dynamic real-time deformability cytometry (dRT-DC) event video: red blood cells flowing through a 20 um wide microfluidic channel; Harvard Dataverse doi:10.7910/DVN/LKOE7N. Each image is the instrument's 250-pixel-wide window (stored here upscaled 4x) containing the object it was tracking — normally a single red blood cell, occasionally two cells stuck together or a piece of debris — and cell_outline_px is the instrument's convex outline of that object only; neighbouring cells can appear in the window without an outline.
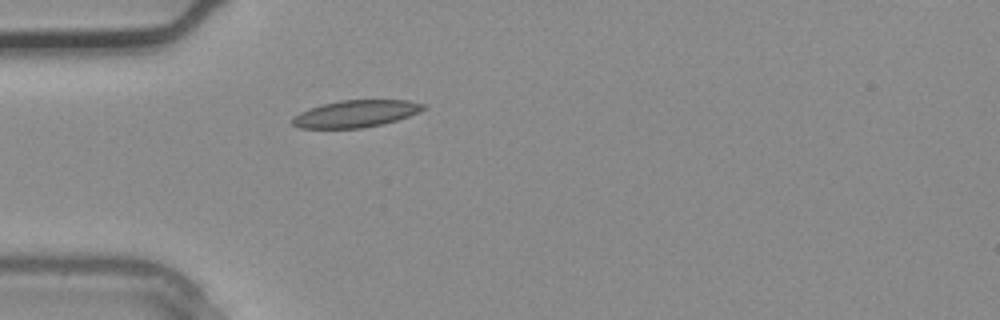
{"species": "common noctule bat (a hibernating species)", "species_latin": "Nyctalus noctula", "temperature_condition": "warm", "stored_images_in_passage": 1, "camera_frame_rate_fps": 3000, "um_per_image_px": 0.085, "animal": {"sex": "male", "body_mass_g": 20.4}, "frame": {"image": 1, "passage_image": 1, "time_ms": 0.0, "image_size_px": [1000, 320], "cell_outline_px": [[428, 108], [420, 112], [384, 124], [360, 128], [300, 128], [292, 124], [292, 116], [308, 108], [340, 100], [408, 100], [428, 104]], "centroid_in_image_um": [30.28, 9.66], "position_along_channel_um": 54.7, "area_um2": 20.81}}